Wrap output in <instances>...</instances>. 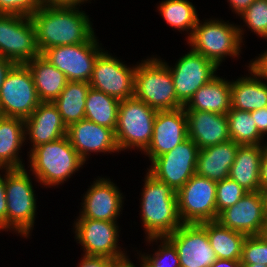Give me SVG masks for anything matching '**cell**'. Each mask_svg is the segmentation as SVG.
Listing matches in <instances>:
<instances>
[{"instance_id":"1","label":"cell","mask_w":267,"mask_h":267,"mask_svg":"<svg viewBox=\"0 0 267 267\" xmlns=\"http://www.w3.org/2000/svg\"><path fill=\"white\" fill-rule=\"evenodd\" d=\"M30 18L40 54L55 46L85 43L95 36L89 16L79 7L41 6Z\"/></svg>"},{"instance_id":"2","label":"cell","mask_w":267,"mask_h":267,"mask_svg":"<svg viewBox=\"0 0 267 267\" xmlns=\"http://www.w3.org/2000/svg\"><path fill=\"white\" fill-rule=\"evenodd\" d=\"M141 193V218L145 238L167 237L183 223L179 217L176 192L149 172Z\"/></svg>"},{"instance_id":"3","label":"cell","mask_w":267,"mask_h":267,"mask_svg":"<svg viewBox=\"0 0 267 267\" xmlns=\"http://www.w3.org/2000/svg\"><path fill=\"white\" fill-rule=\"evenodd\" d=\"M28 153L29 171L46 188L65 183L85 163L72 147L67 135L34 147Z\"/></svg>"},{"instance_id":"4","label":"cell","mask_w":267,"mask_h":267,"mask_svg":"<svg viewBox=\"0 0 267 267\" xmlns=\"http://www.w3.org/2000/svg\"><path fill=\"white\" fill-rule=\"evenodd\" d=\"M134 96L156 111L184 107L177 99L169 68L164 61L155 57L136 65Z\"/></svg>"},{"instance_id":"5","label":"cell","mask_w":267,"mask_h":267,"mask_svg":"<svg viewBox=\"0 0 267 267\" xmlns=\"http://www.w3.org/2000/svg\"><path fill=\"white\" fill-rule=\"evenodd\" d=\"M198 19L192 35L187 39L191 49L213 61L218 67L225 57H238L241 53L243 28L224 20Z\"/></svg>"},{"instance_id":"6","label":"cell","mask_w":267,"mask_h":267,"mask_svg":"<svg viewBox=\"0 0 267 267\" xmlns=\"http://www.w3.org/2000/svg\"><path fill=\"white\" fill-rule=\"evenodd\" d=\"M27 169H6L7 231L28 238L34 227L36 195Z\"/></svg>"},{"instance_id":"7","label":"cell","mask_w":267,"mask_h":267,"mask_svg":"<svg viewBox=\"0 0 267 267\" xmlns=\"http://www.w3.org/2000/svg\"><path fill=\"white\" fill-rule=\"evenodd\" d=\"M157 111L135 96L120 100L115 138L121 151H145L152 139Z\"/></svg>"},{"instance_id":"8","label":"cell","mask_w":267,"mask_h":267,"mask_svg":"<svg viewBox=\"0 0 267 267\" xmlns=\"http://www.w3.org/2000/svg\"><path fill=\"white\" fill-rule=\"evenodd\" d=\"M41 103L25 64H15L0 88V115L27 119Z\"/></svg>"},{"instance_id":"9","label":"cell","mask_w":267,"mask_h":267,"mask_svg":"<svg viewBox=\"0 0 267 267\" xmlns=\"http://www.w3.org/2000/svg\"><path fill=\"white\" fill-rule=\"evenodd\" d=\"M216 186L217 182L195 174L176 192L183 224L217 220Z\"/></svg>"},{"instance_id":"10","label":"cell","mask_w":267,"mask_h":267,"mask_svg":"<svg viewBox=\"0 0 267 267\" xmlns=\"http://www.w3.org/2000/svg\"><path fill=\"white\" fill-rule=\"evenodd\" d=\"M39 54L30 16L0 13V56L25 64Z\"/></svg>"},{"instance_id":"11","label":"cell","mask_w":267,"mask_h":267,"mask_svg":"<svg viewBox=\"0 0 267 267\" xmlns=\"http://www.w3.org/2000/svg\"><path fill=\"white\" fill-rule=\"evenodd\" d=\"M117 221L78 218L74 222L75 239L82 245L84 256L108 257L122 261L129 256L118 246Z\"/></svg>"},{"instance_id":"12","label":"cell","mask_w":267,"mask_h":267,"mask_svg":"<svg viewBox=\"0 0 267 267\" xmlns=\"http://www.w3.org/2000/svg\"><path fill=\"white\" fill-rule=\"evenodd\" d=\"M198 146L187 138L174 149L156 157L148 172L177 192L196 174Z\"/></svg>"},{"instance_id":"13","label":"cell","mask_w":267,"mask_h":267,"mask_svg":"<svg viewBox=\"0 0 267 267\" xmlns=\"http://www.w3.org/2000/svg\"><path fill=\"white\" fill-rule=\"evenodd\" d=\"M102 51L94 36L85 43L49 48L42 55L63 72L68 81L89 82L95 60Z\"/></svg>"},{"instance_id":"14","label":"cell","mask_w":267,"mask_h":267,"mask_svg":"<svg viewBox=\"0 0 267 267\" xmlns=\"http://www.w3.org/2000/svg\"><path fill=\"white\" fill-rule=\"evenodd\" d=\"M135 70L136 65L128 67L103 50L93 65L90 87L118 100L134 97Z\"/></svg>"},{"instance_id":"15","label":"cell","mask_w":267,"mask_h":267,"mask_svg":"<svg viewBox=\"0 0 267 267\" xmlns=\"http://www.w3.org/2000/svg\"><path fill=\"white\" fill-rule=\"evenodd\" d=\"M176 62L174 67L164 63L171 72L177 99L185 106L200 87L217 76L218 66L192 49Z\"/></svg>"},{"instance_id":"16","label":"cell","mask_w":267,"mask_h":267,"mask_svg":"<svg viewBox=\"0 0 267 267\" xmlns=\"http://www.w3.org/2000/svg\"><path fill=\"white\" fill-rule=\"evenodd\" d=\"M267 219L265 192H247L236 204L223 210L217 221L246 236L259 235Z\"/></svg>"},{"instance_id":"17","label":"cell","mask_w":267,"mask_h":267,"mask_svg":"<svg viewBox=\"0 0 267 267\" xmlns=\"http://www.w3.org/2000/svg\"><path fill=\"white\" fill-rule=\"evenodd\" d=\"M167 238L177 249L180 267H210L217 260L201 224H182Z\"/></svg>"},{"instance_id":"18","label":"cell","mask_w":267,"mask_h":267,"mask_svg":"<svg viewBox=\"0 0 267 267\" xmlns=\"http://www.w3.org/2000/svg\"><path fill=\"white\" fill-rule=\"evenodd\" d=\"M187 138V117L184 107L157 111L152 139L144 154L152 162L156 157L171 151Z\"/></svg>"},{"instance_id":"19","label":"cell","mask_w":267,"mask_h":267,"mask_svg":"<svg viewBox=\"0 0 267 267\" xmlns=\"http://www.w3.org/2000/svg\"><path fill=\"white\" fill-rule=\"evenodd\" d=\"M83 196L82 211L77 218L116 221L123 205L119 188L107 178L96 179Z\"/></svg>"},{"instance_id":"20","label":"cell","mask_w":267,"mask_h":267,"mask_svg":"<svg viewBox=\"0 0 267 267\" xmlns=\"http://www.w3.org/2000/svg\"><path fill=\"white\" fill-rule=\"evenodd\" d=\"M67 136L72 147L84 162H86L87 156L91 152H120L115 138V131L87 119L71 124L67 128Z\"/></svg>"},{"instance_id":"21","label":"cell","mask_w":267,"mask_h":267,"mask_svg":"<svg viewBox=\"0 0 267 267\" xmlns=\"http://www.w3.org/2000/svg\"><path fill=\"white\" fill-rule=\"evenodd\" d=\"M185 112L188 138L194 141L199 149L230 140L226 114L193 110H185Z\"/></svg>"},{"instance_id":"22","label":"cell","mask_w":267,"mask_h":267,"mask_svg":"<svg viewBox=\"0 0 267 267\" xmlns=\"http://www.w3.org/2000/svg\"><path fill=\"white\" fill-rule=\"evenodd\" d=\"M24 121L25 137L29 135L33 144L31 149L67 135V126L53 102H41Z\"/></svg>"},{"instance_id":"23","label":"cell","mask_w":267,"mask_h":267,"mask_svg":"<svg viewBox=\"0 0 267 267\" xmlns=\"http://www.w3.org/2000/svg\"><path fill=\"white\" fill-rule=\"evenodd\" d=\"M238 147L239 144L229 140L200 149L196 163V174L215 182L228 178Z\"/></svg>"},{"instance_id":"24","label":"cell","mask_w":267,"mask_h":267,"mask_svg":"<svg viewBox=\"0 0 267 267\" xmlns=\"http://www.w3.org/2000/svg\"><path fill=\"white\" fill-rule=\"evenodd\" d=\"M265 145H239L229 178L248 192L262 191L260 181L261 159Z\"/></svg>"},{"instance_id":"25","label":"cell","mask_w":267,"mask_h":267,"mask_svg":"<svg viewBox=\"0 0 267 267\" xmlns=\"http://www.w3.org/2000/svg\"><path fill=\"white\" fill-rule=\"evenodd\" d=\"M25 140L24 119L0 115V169L25 168L19 158Z\"/></svg>"},{"instance_id":"26","label":"cell","mask_w":267,"mask_h":267,"mask_svg":"<svg viewBox=\"0 0 267 267\" xmlns=\"http://www.w3.org/2000/svg\"><path fill=\"white\" fill-rule=\"evenodd\" d=\"M184 109L227 114L231 109V82L215 76L194 93Z\"/></svg>"},{"instance_id":"27","label":"cell","mask_w":267,"mask_h":267,"mask_svg":"<svg viewBox=\"0 0 267 267\" xmlns=\"http://www.w3.org/2000/svg\"><path fill=\"white\" fill-rule=\"evenodd\" d=\"M30 70L41 102H53L66 86L68 80L63 72L39 54L25 63Z\"/></svg>"},{"instance_id":"28","label":"cell","mask_w":267,"mask_h":267,"mask_svg":"<svg viewBox=\"0 0 267 267\" xmlns=\"http://www.w3.org/2000/svg\"><path fill=\"white\" fill-rule=\"evenodd\" d=\"M248 69L249 76L231 81V108L252 112L267 106V83Z\"/></svg>"},{"instance_id":"29","label":"cell","mask_w":267,"mask_h":267,"mask_svg":"<svg viewBox=\"0 0 267 267\" xmlns=\"http://www.w3.org/2000/svg\"><path fill=\"white\" fill-rule=\"evenodd\" d=\"M89 82L68 81L59 96L53 101L67 128L85 119V105Z\"/></svg>"},{"instance_id":"30","label":"cell","mask_w":267,"mask_h":267,"mask_svg":"<svg viewBox=\"0 0 267 267\" xmlns=\"http://www.w3.org/2000/svg\"><path fill=\"white\" fill-rule=\"evenodd\" d=\"M200 224L206 229L217 259L241 260L243 242L247 237L245 234L226 228L217 220Z\"/></svg>"},{"instance_id":"31","label":"cell","mask_w":267,"mask_h":267,"mask_svg":"<svg viewBox=\"0 0 267 267\" xmlns=\"http://www.w3.org/2000/svg\"><path fill=\"white\" fill-rule=\"evenodd\" d=\"M120 100L90 87L86 97L85 119L115 131Z\"/></svg>"},{"instance_id":"32","label":"cell","mask_w":267,"mask_h":267,"mask_svg":"<svg viewBox=\"0 0 267 267\" xmlns=\"http://www.w3.org/2000/svg\"><path fill=\"white\" fill-rule=\"evenodd\" d=\"M160 15L172 28L180 31H189L188 37L198 21V14L195 6L187 0H165L158 5Z\"/></svg>"},{"instance_id":"33","label":"cell","mask_w":267,"mask_h":267,"mask_svg":"<svg viewBox=\"0 0 267 267\" xmlns=\"http://www.w3.org/2000/svg\"><path fill=\"white\" fill-rule=\"evenodd\" d=\"M230 140L239 145H266L251 112L231 108L227 114ZM262 141V142H261ZM262 143V144H261Z\"/></svg>"},{"instance_id":"34","label":"cell","mask_w":267,"mask_h":267,"mask_svg":"<svg viewBox=\"0 0 267 267\" xmlns=\"http://www.w3.org/2000/svg\"><path fill=\"white\" fill-rule=\"evenodd\" d=\"M157 240L161 241L158 251L152 256L140 253V258L149 267H180L178 252L174 244L167 237L147 238V242L150 244L153 241L158 242Z\"/></svg>"},{"instance_id":"35","label":"cell","mask_w":267,"mask_h":267,"mask_svg":"<svg viewBox=\"0 0 267 267\" xmlns=\"http://www.w3.org/2000/svg\"><path fill=\"white\" fill-rule=\"evenodd\" d=\"M247 28L263 39H267V0H255L239 15Z\"/></svg>"},{"instance_id":"36","label":"cell","mask_w":267,"mask_h":267,"mask_svg":"<svg viewBox=\"0 0 267 267\" xmlns=\"http://www.w3.org/2000/svg\"><path fill=\"white\" fill-rule=\"evenodd\" d=\"M247 192L229 177L218 181L216 186L217 218L223 210L236 204Z\"/></svg>"},{"instance_id":"37","label":"cell","mask_w":267,"mask_h":267,"mask_svg":"<svg viewBox=\"0 0 267 267\" xmlns=\"http://www.w3.org/2000/svg\"><path fill=\"white\" fill-rule=\"evenodd\" d=\"M240 263L267 266V242L260 235L247 236L244 239Z\"/></svg>"},{"instance_id":"38","label":"cell","mask_w":267,"mask_h":267,"mask_svg":"<svg viewBox=\"0 0 267 267\" xmlns=\"http://www.w3.org/2000/svg\"><path fill=\"white\" fill-rule=\"evenodd\" d=\"M41 7L39 0H0V13L32 15Z\"/></svg>"},{"instance_id":"39","label":"cell","mask_w":267,"mask_h":267,"mask_svg":"<svg viewBox=\"0 0 267 267\" xmlns=\"http://www.w3.org/2000/svg\"><path fill=\"white\" fill-rule=\"evenodd\" d=\"M3 171L5 172V174L2 175L3 177L0 173V230L5 231L7 229V201L5 194L6 169Z\"/></svg>"},{"instance_id":"40","label":"cell","mask_w":267,"mask_h":267,"mask_svg":"<svg viewBox=\"0 0 267 267\" xmlns=\"http://www.w3.org/2000/svg\"><path fill=\"white\" fill-rule=\"evenodd\" d=\"M77 267H113L116 260L108 257L84 256Z\"/></svg>"},{"instance_id":"41","label":"cell","mask_w":267,"mask_h":267,"mask_svg":"<svg viewBox=\"0 0 267 267\" xmlns=\"http://www.w3.org/2000/svg\"><path fill=\"white\" fill-rule=\"evenodd\" d=\"M247 67L251 68L262 81L263 79L267 80V50L254 61H250Z\"/></svg>"},{"instance_id":"42","label":"cell","mask_w":267,"mask_h":267,"mask_svg":"<svg viewBox=\"0 0 267 267\" xmlns=\"http://www.w3.org/2000/svg\"><path fill=\"white\" fill-rule=\"evenodd\" d=\"M252 118L259 133L264 137L267 134V106L251 112Z\"/></svg>"},{"instance_id":"43","label":"cell","mask_w":267,"mask_h":267,"mask_svg":"<svg viewBox=\"0 0 267 267\" xmlns=\"http://www.w3.org/2000/svg\"><path fill=\"white\" fill-rule=\"evenodd\" d=\"M41 6H69L80 7L88 0H39ZM81 4V5H80Z\"/></svg>"},{"instance_id":"44","label":"cell","mask_w":267,"mask_h":267,"mask_svg":"<svg viewBox=\"0 0 267 267\" xmlns=\"http://www.w3.org/2000/svg\"><path fill=\"white\" fill-rule=\"evenodd\" d=\"M260 181L262 191L265 192L267 190V143L261 159Z\"/></svg>"},{"instance_id":"45","label":"cell","mask_w":267,"mask_h":267,"mask_svg":"<svg viewBox=\"0 0 267 267\" xmlns=\"http://www.w3.org/2000/svg\"><path fill=\"white\" fill-rule=\"evenodd\" d=\"M255 0H228L237 15H241Z\"/></svg>"},{"instance_id":"46","label":"cell","mask_w":267,"mask_h":267,"mask_svg":"<svg viewBox=\"0 0 267 267\" xmlns=\"http://www.w3.org/2000/svg\"><path fill=\"white\" fill-rule=\"evenodd\" d=\"M14 65L15 63L13 61L0 56V88L4 82L7 73Z\"/></svg>"},{"instance_id":"47","label":"cell","mask_w":267,"mask_h":267,"mask_svg":"<svg viewBox=\"0 0 267 267\" xmlns=\"http://www.w3.org/2000/svg\"><path fill=\"white\" fill-rule=\"evenodd\" d=\"M210 267H241L240 260L217 259Z\"/></svg>"},{"instance_id":"48","label":"cell","mask_w":267,"mask_h":267,"mask_svg":"<svg viewBox=\"0 0 267 267\" xmlns=\"http://www.w3.org/2000/svg\"><path fill=\"white\" fill-rule=\"evenodd\" d=\"M113 267H136L129 258L122 260V261H118L115 263V265Z\"/></svg>"},{"instance_id":"49","label":"cell","mask_w":267,"mask_h":267,"mask_svg":"<svg viewBox=\"0 0 267 267\" xmlns=\"http://www.w3.org/2000/svg\"><path fill=\"white\" fill-rule=\"evenodd\" d=\"M259 235L267 242V219L262 226V230Z\"/></svg>"},{"instance_id":"50","label":"cell","mask_w":267,"mask_h":267,"mask_svg":"<svg viewBox=\"0 0 267 267\" xmlns=\"http://www.w3.org/2000/svg\"><path fill=\"white\" fill-rule=\"evenodd\" d=\"M241 267H267V266L256 263V264H241Z\"/></svg>"},{"instance_id":"51","label":"cell","mask_w":267,"mask_h":267,"mask_svg":"<svg viewBox=\"0 0 267 267\" xmlns=\"http://www.w3.org/2000/svg\"><path fill=\"white\" fill-rule=\"evenodd\" d=\"M140 260H141L140 267H149L142 259Z\"/></svg>"}]
</instances>
